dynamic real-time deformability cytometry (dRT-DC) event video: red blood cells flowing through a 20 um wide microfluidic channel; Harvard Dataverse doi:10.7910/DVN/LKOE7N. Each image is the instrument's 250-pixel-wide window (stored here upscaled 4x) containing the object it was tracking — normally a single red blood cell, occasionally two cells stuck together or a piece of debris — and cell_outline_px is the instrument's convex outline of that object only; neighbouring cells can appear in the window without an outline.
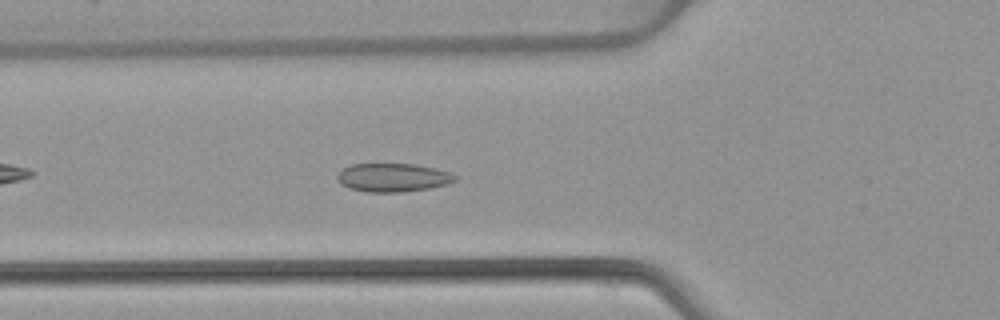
{"species": "common noctule bat (a hibernating species)", "species_latin": "Nyctalus noctula", "temperature_condition": "warm", "stored_images_in_passage": 41, "camera_frame_rate_fps": 3000, "um_per_image_px": 0.085, "animal": {"sex": "female", "body_mass_g": 22.7, "forearm_length_mm": 54.2}, "frame": {"image": 1, "passage_image": 8, "time_ms": 2.333, "image_size_px": [1000, 320], "cell_outline_px": [[460, 176], [456, 180], [448, 184], [428, 188], [400, 192], [368, 192], [348, 188], [340, 184], [336, 180], [336, 176], [344, 168], [352, 164], [416, 164], [436, 168], [452, 172]], "centroid_in_image_um": [33.43, 15.09], "position_along_channel_um": 92.4, "area_um2": 19.77}}
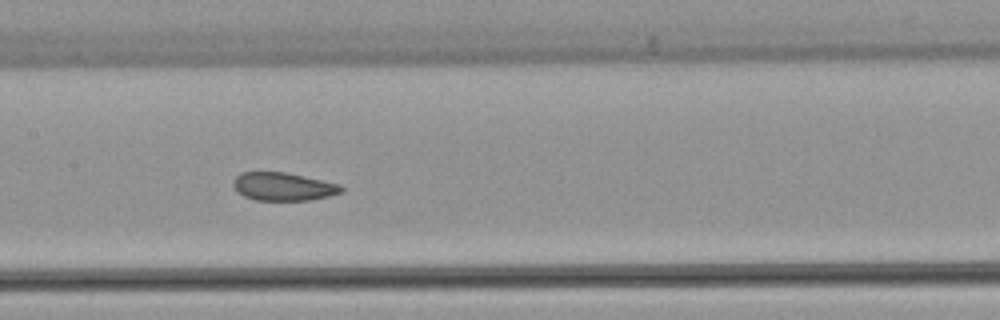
{"frame": {"image": 2, "passage_image": 15, "time_ms": 4.667, "image_size_px": [1000, 320], "cell_outline_px": [[344, 192], [328, 196], [308, 200], [256, 200], [244, 196], [236, 192], [232, 184], [232, 180], [240, 172], [284, 172], [340, 184], [344, 188]], "centroid_in_image_um": [24.04, 15.86], "position_along_channel_um": 183.4, "area_um2": 17.74}}
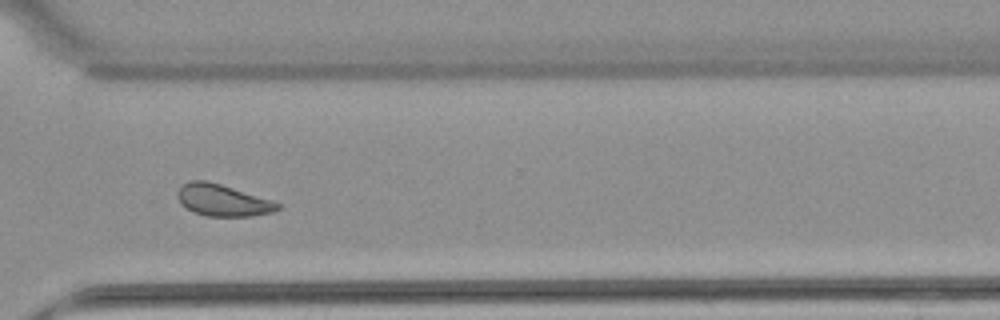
{"frame": {"image": 3, "passage_image": 28, "time_ms": 9.0, "image_size_px": [1000, 320], "cell_outline_px": [[280, 208], [272, 212], [252, 216], [208, 216], [196, 212], [180, 204], [176, 196], [176, 192], [184, 184], [192, 180], [208, 180], [272, 200], [280, 204]], "centroid_in_image_um": [18.92, 17.01], "position_along_channel_um": 351.7, "area_um2": 18.38}, "authors_computed_cell_mechanics": {"area_um2": 18.8428, "velocity_mm_per_s": 3.8811, "shape_relaxation_time_tau1_ms": 6.4783, "shape_relaxation_time_tau2_ms": 0.538, "deformation_change_tau1": 0.1046, "deformation_change_tau2": 0.0399}}